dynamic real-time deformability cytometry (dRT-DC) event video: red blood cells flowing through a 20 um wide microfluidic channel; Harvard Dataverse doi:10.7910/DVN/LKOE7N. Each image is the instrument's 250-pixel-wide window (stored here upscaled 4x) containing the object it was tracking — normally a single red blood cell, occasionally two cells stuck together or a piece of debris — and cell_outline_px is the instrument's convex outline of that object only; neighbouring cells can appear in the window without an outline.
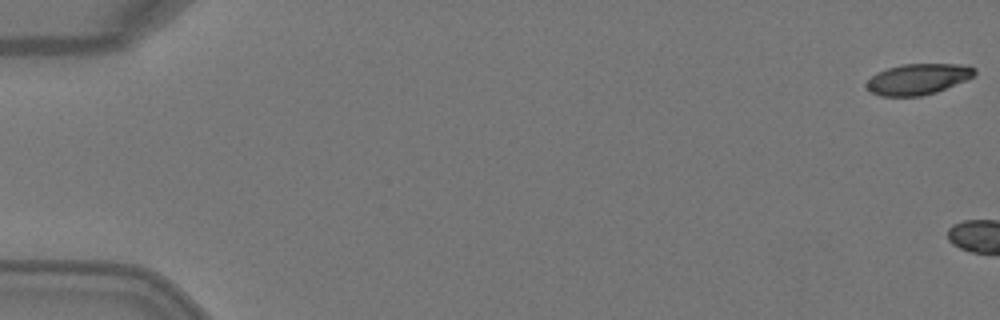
{"species": "Egyptian fruit bat (a non-hibernating species)", "species_latin": "Rousettus aegyptiacus", "temperature_condition": "warm", "stored_images_in_passage": 5, "camera_frame_rate_fps": 3000, "um_per_image_px": 0.085, "animal": {"sex": "female"}, "frame": {"image": 1, "passage_image": 1, "time_ms": 0.0, "image_size_px": [1000, 320], "cell_outline_px": [[976, 76], [936, 92], [920, 96], [880, 96], [872, 92], [864, 84], [876, 72], [888, 68], [904, 64], [960, 64], [976, 68]], "centroid_in_image_um": [78.04, 6.72], "position_along_channel_um": 7.0, "area_um2": 19.42}}